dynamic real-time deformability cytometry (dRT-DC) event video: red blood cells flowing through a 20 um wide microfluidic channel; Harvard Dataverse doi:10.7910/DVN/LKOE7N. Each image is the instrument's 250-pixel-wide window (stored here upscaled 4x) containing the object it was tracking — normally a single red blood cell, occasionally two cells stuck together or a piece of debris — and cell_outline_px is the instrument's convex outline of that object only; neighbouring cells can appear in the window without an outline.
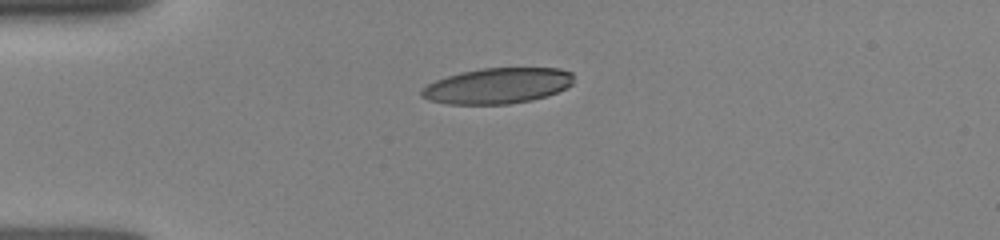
{"species": "human", "species_latin": "Homo sapiens", "temperature_condition": "room temperature", "stored_images_in_passage": 3, "camera_frame_rate_fps": 3000, "um_per_image_px": 0.085, "donor": {"sex": "female"}, "frame": {"image": 1, "passage_image": 1, "time_ms": 0.0, "image_size_px": [1000, 240], "cell_outline_px": [[572, 84], [568, 88], [532, 100], [508, 104], [448, 104], [428, 100], [420, 96], [420, 92], [428, 84], [436, 80], [460, 72], [484, 68], [560, 68], [572, 72]], "centroid_in_image_um": [42.29, 7.29], "position_along_channel_um": 42.7, "area_um2": 31.56}}
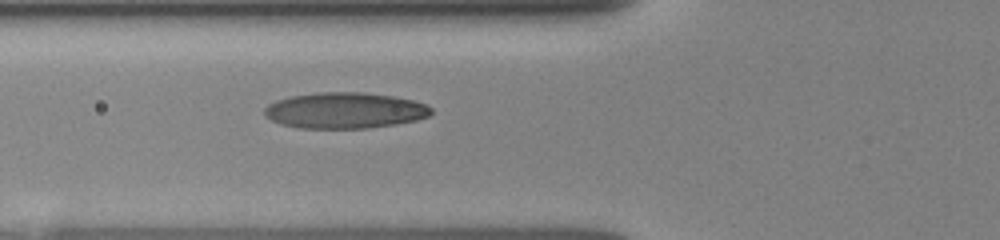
{"frame": {"image": 2, "passage_image": 3, "time_ms": 2.0, "image_size_px": [1000, 240], "cell_outline_px": [[432, 112], [428, 116], [416, 120], [396, 124], [368, 128], [300, 128], [280, 124], [264, 116], [264, 108], [268, 104], [276, 100], [292, 96], [320, 92], [360, 92], [392, 96], [412, 100], [424, 104], [432, 108]], "centroid_in_image_um": [29.28, 9.39], "position_along_channel_um": 96.5, "area_um2": 34.85}}